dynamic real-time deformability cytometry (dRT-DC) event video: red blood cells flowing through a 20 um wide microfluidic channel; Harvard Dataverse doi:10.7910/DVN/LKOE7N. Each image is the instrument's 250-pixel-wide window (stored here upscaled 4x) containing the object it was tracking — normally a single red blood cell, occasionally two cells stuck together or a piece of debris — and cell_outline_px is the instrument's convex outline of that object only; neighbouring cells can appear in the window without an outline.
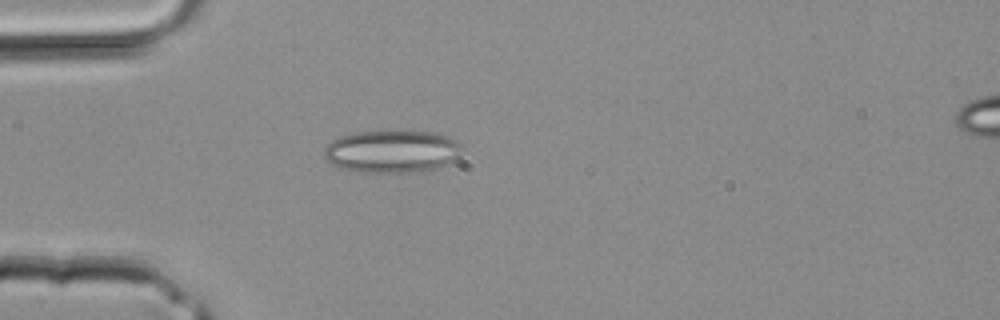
{"species": "common noctule bat (a hibernating species)", "species_latin": "Nyctalus noctula", "temperature_condition": "room temperature", "stored_images_in_passage": 30, "camera_frame_rate_fps": 3000, "um_per_image_px": 0.085, "animal": {"sex": "male", "body_mass_g": 20.4}, "frame": {"image": 1, "passage_image": 3, "time_ms": 0.667, "image_size_px": [1000, 320], "cell_outline_px": [[460, 152], [452, 160], [436, 168], [420, 172], [356, 172], [340, 168], [332, 164], [324, 156], [324, 148], [332, 140], [340, 136], [356, 132], [436, 132], [448, 136], [460, 144]], "centroid_in_image_um": [33.27, 12.88], "position_along_channel_um": 51.7, "area_um2": 33.81}}
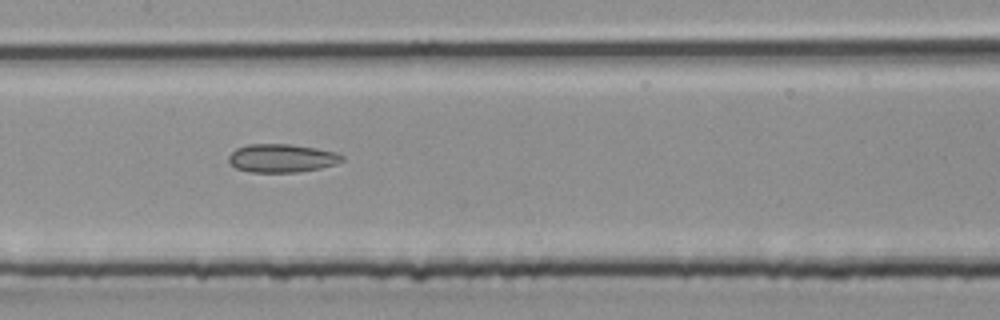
{"frame": {"image": 2, "passage_image": 11, "time_ms": 3.333, "image_size_px": [1000, 320], "cell_outline_px": [[344, 160], [336, 164], [320, 168], [296, 172], [248, 172], [236, 168], [228, 160], [228, 156], [236, 148], [248, 144], [292, 144], [316, 148], [336, 152], [344, 156]], "centroid_in_image_um": [23.96, 13.44], "position_along_channel_um": 183.4, "area_um2": 18.79}}
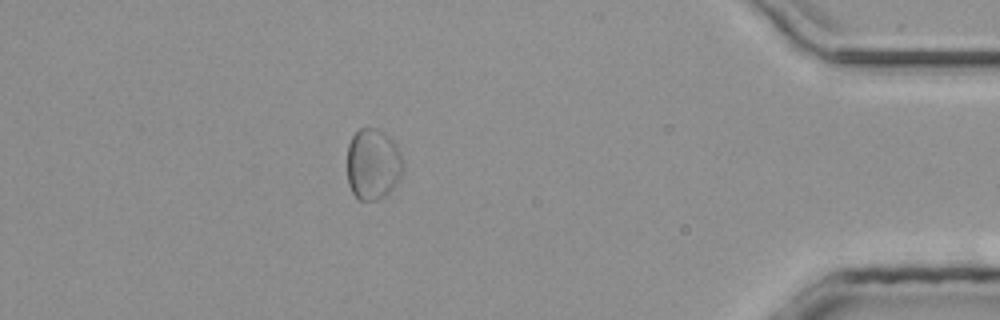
{"frame": {"image": 3, "passage_image": 26, "time_ms": 8.333, "image_size_px": [1000, 320], "cell_outline_px": [[404, 168], [396, 184], [388, 196], [376, 200], [360, 200], [352, 192], [348, 184], [348, 144], [352, 136], [360, 128], [376, 128], [384, 132], [396, 144], [404, 160]], "centroid_in_image_um": [31.73, 13.96], "position_along_channel_um": 403.5, "area_um2": 23.47}}